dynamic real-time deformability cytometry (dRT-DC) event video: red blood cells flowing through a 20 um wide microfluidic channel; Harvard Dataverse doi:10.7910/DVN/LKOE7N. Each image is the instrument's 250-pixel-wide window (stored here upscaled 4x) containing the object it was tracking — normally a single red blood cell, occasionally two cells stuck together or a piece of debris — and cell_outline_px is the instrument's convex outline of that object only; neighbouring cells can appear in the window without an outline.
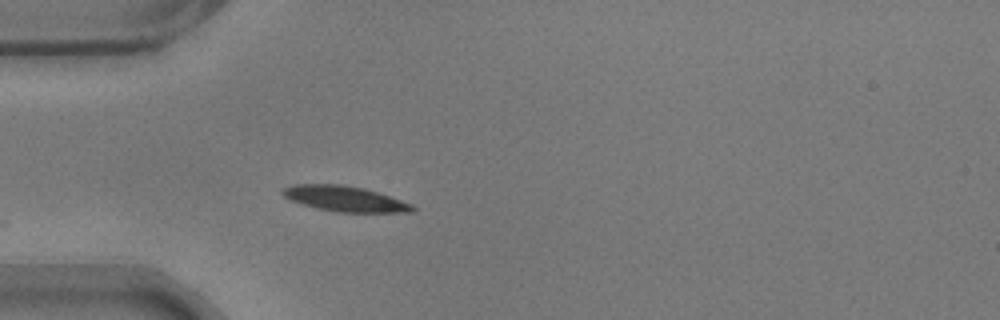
{"species": "common noctule bat (a hibernating species)", "species_latin": "Nyctalus noctula", "temperature_condition": "warm", "stored_images_in_passage": 6, "camera_frame_rate_fps": 3000, "um_per_image_px": 0.085, "animal": {"sex": "male", "body_mass_g": 17.9}, "frame": {"image": 1, "passage_image": 1, "time_ms": 0.0, "image_size_px": [1000, 320], "cell_outline_px": [[416, 208], [412, 212], [336, 212], [304, 204], [292, 200], [284, 196], [280, 192], [284, 188], [292, 184], [340, 184], [364, 188], [412, 204]], "centroid_in_image_um": [29.31, 16.88], "position_along_channel_um": 55.7, "area_um2": 18.9}}
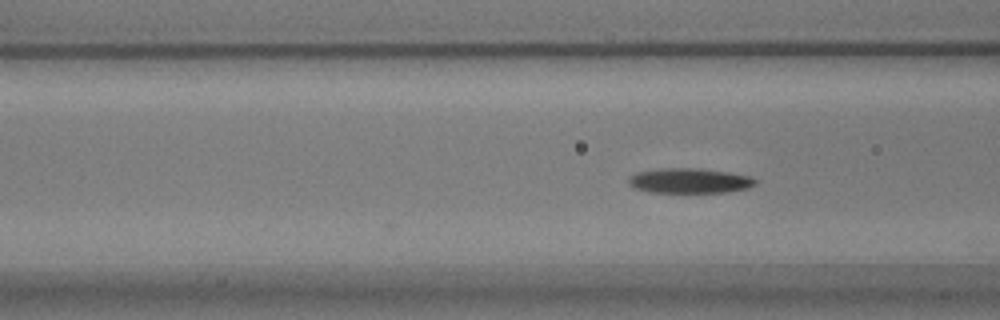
{"frame": {"image": 2, "passage_image": 6, "time_ms": 1.667, "image_size_px": [1000, 320], "cell_outline_px": [[756, 184], [748, 188], [728, 192], [648, 192], [632, 188], [628, 184], [628, 176], [636, 172], [660, 168], [700, 168], [728, 172], [752, 176], [756, 180]], "centroid_in_image_um": [58.57, 15.36], "position_along_channel_um": 108.0, "area_um2": 18.73}}